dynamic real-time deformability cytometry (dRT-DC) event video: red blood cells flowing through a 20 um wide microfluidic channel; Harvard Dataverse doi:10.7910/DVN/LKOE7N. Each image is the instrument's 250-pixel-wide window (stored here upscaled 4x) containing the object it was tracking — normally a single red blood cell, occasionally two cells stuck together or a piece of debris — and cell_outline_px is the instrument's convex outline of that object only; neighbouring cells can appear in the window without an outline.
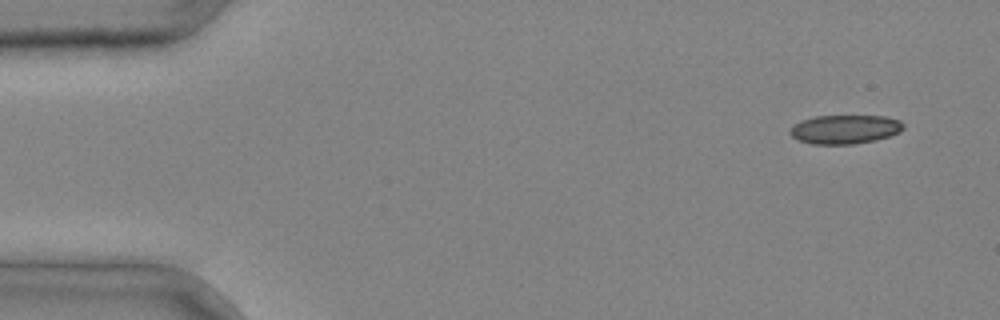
{"species": "common noctule bat (a hibernating species)", "species_latin": "Nyctalus noctula", "temperature_condition": "cold", "stored_images_in_passage": 3, "camera_frame_rate_fps": 3000, "um_per_image_px": 0.085, "animal": {"sex": "male", "body_mass_g": 20.4}, "frame": {"image": 1, "passage_image": 1, "time_ms": 0.0, "image_size_px": [1000, 320], "cell_outline_px": [[904, 128], [900, 132], [876, 140], [852, 144], [812, 144], [800, 140], [792, 136], [788, 132], [800, 120], [816, 116], [884, 116], [900, 120], [904, 124]], "centroid_in_image_um": [71.84, 10.99], "position_along_channel_um": 13.2, "area_um2": 19.02}}